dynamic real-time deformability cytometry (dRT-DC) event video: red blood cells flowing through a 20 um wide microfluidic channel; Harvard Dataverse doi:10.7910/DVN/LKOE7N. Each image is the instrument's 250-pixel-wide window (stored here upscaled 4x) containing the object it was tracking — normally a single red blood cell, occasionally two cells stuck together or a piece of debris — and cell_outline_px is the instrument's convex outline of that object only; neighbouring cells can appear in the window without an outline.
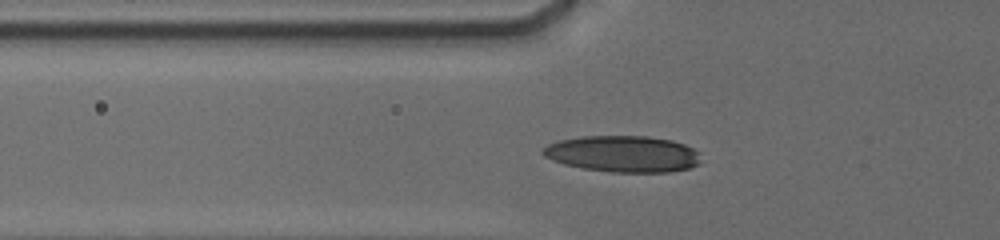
{"species": "human", "species_latin": "Homo sapiens", "temperature_condition": "cold", "stored_images_in_passage": 10, "camera_frame_rate_fps": 3000, "um_per_image_px": 0.085, "donor": {"sex": "male"}, "frame": {"image": 1, "passage_image": 3, "time_ms": 0.333, "image_size_px": [1000, 240], "cell_outline_px": [[700, 164], [688, 168], [668, 172], [612, 172], [584, 168], [564, 164], [552, 160], [544, 156], [540, 152], [548, 144], [560, 140], [584, 136], [648, 136], [672, 140], [684, 144], [700, 152]], "centroid_in_image_um": [52.97, 13.08], "position_along_channel_um": 72.8, "area_um2": 33.52}}
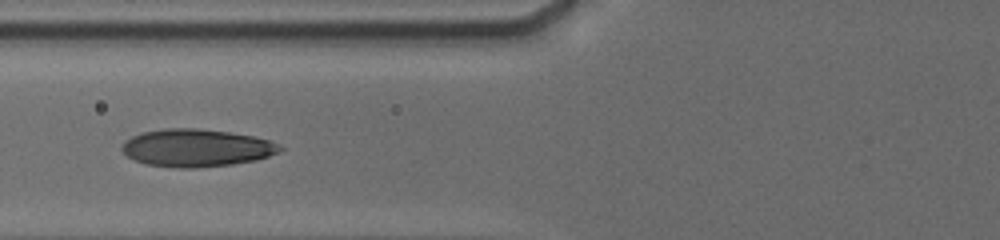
{"frame": {"image": 2, "passage_image": 9, "time_ms": 1.333, "image_size_px": [1000, 240], "cell_outline_px": [[284, 148], [280, 152], [256, 160], [232, 164], [196, 168], [172, 168], [148, 164], [136, 160], [128, 156], [120, 148], [132, 136], [144, 132], [164, 128], [196, 128], [228, 132], [252, 136], [268, 140], [280, 144]], "centroid_in_image_um": [16.73, 12.57], "position_along_channel_um": 109.1, "area_um2": 34.45}}